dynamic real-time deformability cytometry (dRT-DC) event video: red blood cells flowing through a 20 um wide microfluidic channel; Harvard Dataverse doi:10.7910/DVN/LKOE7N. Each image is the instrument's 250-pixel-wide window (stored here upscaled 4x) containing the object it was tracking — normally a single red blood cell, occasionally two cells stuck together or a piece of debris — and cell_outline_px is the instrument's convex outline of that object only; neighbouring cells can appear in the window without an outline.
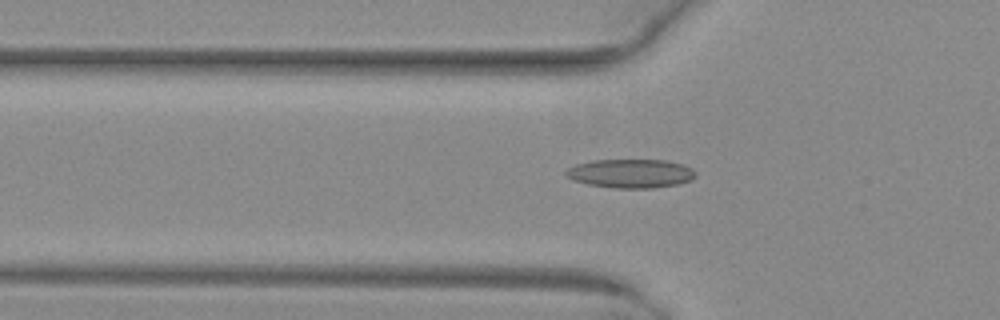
{"species": "common noctule bat (a hibernating species)", "species_latin": "Nyctalus noctula", "temperature_condition": "warm", "stored_images_in_passage": 48, "camera_frame_rate_fps": 3000, "um_per_image_px": 0.085, "animal": {"sex": "female", "body_mass_g": 29.2, "forearm_length_mm": 56.3}, "frame": {"image": 1, "passage_image": 19, "time_ms": 6.0, "image_size_px": [1000, 320], "cell_outline_px": [[696, 176], [692, 180], [676, 184], [652, 188], [616, 188], [588, 184], [572, 180], [564, 172], [568, 168], [576, 164], [592, 160], [668, 160], [684, 164], [692, 168], [696, 172]], "centroid_in_image_um": [53.64, 14.74], "position_along_channel_um": 72.2, "area_um2": 21.85}}
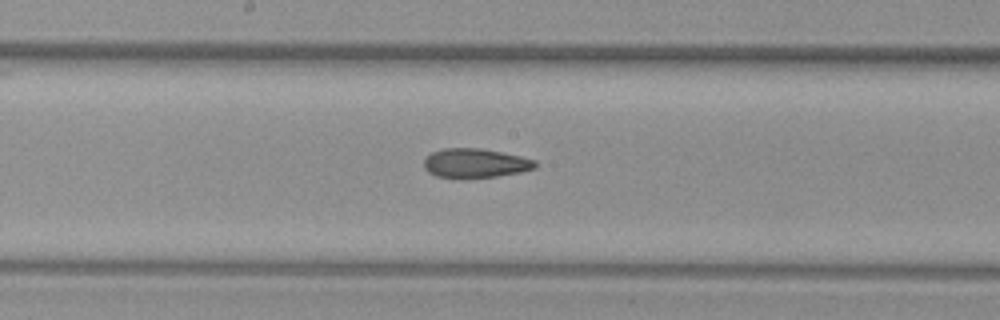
{"frame": {"image": 2, "passage_image": 29, "time_ms": 9.333, "image_size_px": [1000, 320], "cell_outline_px": [[536, 168], [520, 172], [496, 176], [436, 176], [428, 172], [424, 168], [424, 160], [432, 152], [444, 148], [480, 148], [520, 156], [536, 160]], "centroid_in_image_um": [40.41, 13.84], "position_along_channel_um": 207.8, "area_um2": 18.38}}
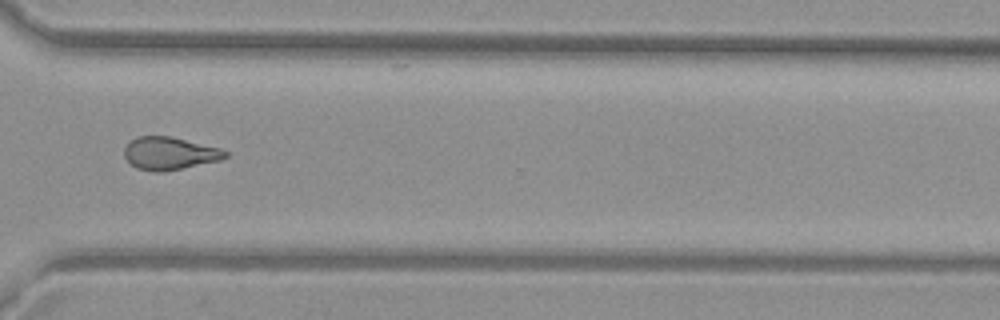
{"frame": {"image": 3, "passage_image": 40, "time_ms": 13.0, "image_size_px": [1000, 320], "cell_outline_px": [[228, 156], [220, 160], [164, 172], [152, 172], [136, 168], [124, 156], [124, 148], [136, 136], [168, 136], [220, 148], [228, 152]], "centroid_in_image_um": [14.4, 13.05], "position_along_channel_um": 356.2, "area_um2": 19.13}}